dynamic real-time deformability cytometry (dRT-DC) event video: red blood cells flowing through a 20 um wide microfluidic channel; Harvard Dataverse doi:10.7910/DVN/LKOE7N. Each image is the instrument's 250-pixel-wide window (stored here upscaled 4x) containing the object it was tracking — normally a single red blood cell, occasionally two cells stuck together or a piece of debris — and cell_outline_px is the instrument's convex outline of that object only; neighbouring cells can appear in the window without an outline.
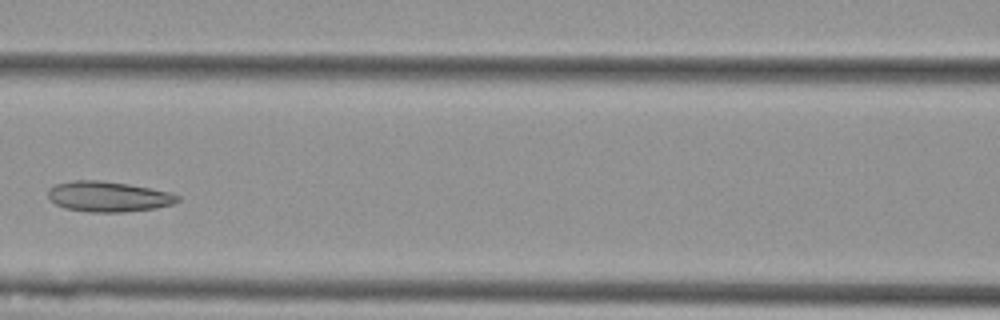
{"species": "Egyptian fruit bat (a non-hibernating species)", "species_latin": "Rousettus aegyptiacus", "temperature_condition": "cold", "stored_images_in_passage": 6, "camera_frame_rate_fps": 3000, "um_per_image_px": 0.085, "animal": {"sex": "female"}, "frame": {"image": 1, "passage_image": 5, "time_ms": 1.333, "image_size_px": [1000, 320], "cell_outline_px": [[180, 200], [172, 204], [156, 208], [124, 212], [88, 212], [64, 208], [48, 200], [48, 188], [56, 184], [72, 180], [100, 180], [128, 184], [168, 192], [180, 196]], "centroid_in_image_um": [9.16, 16.71], "position_along_channel_um": 157.4, "area_um2": 23.0}}
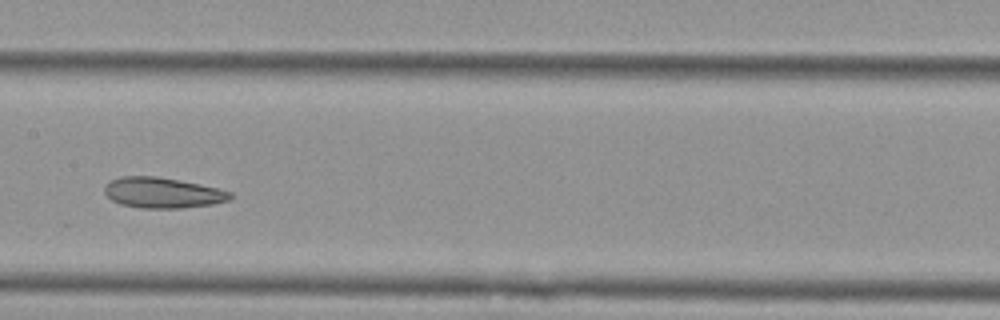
{"frame": {"image": 2, "passage_image": 6, "time_ms": 1.667, "image_size_px": [1000, 320], "cell_outline_px": [[232, 196], [228, 200], [212, 204], [184, 208], [140, 208], [120, 204], [112, 200], [104, 192], [104, 188], [112, 180], [120, 176], [156, 176], [180, 180], [200, 184], [232, 192]], "centroid_in_image_um": [13.82, 16.38], "position_along_channel_um": 193.6, "area_um2": 22.31}}